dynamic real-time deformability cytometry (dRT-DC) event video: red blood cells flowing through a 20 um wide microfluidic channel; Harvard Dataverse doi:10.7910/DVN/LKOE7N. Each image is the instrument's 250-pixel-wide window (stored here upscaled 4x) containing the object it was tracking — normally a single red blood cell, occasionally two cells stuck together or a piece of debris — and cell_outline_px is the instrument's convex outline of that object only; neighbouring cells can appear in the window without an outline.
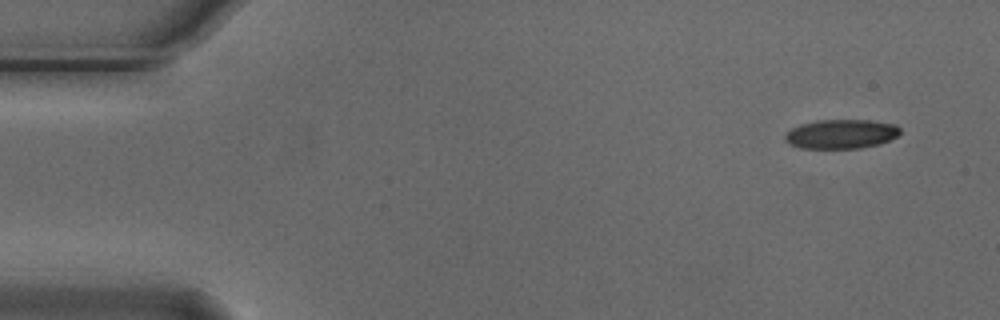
{"species": "Egyptian fruit bat (a non-hibernating species)", "species_latin": "Rousettus aegyptiacus", "temperature_condition": "cold", "stored_images_in_passage": 5, "camera_frame_rate_fps": 3000, "um_per_image_px": 0.085, "animal": {"sex": "male"}, "frame": {"image": 1, "passage_image": 1, "time_ms": 0.0, "image_size_px": [1000, 320], "cell_outline_px": [[900, 132], [896, 136], [880, 144], [860, 148], [800, 148], [788, 144], [784, 140], [784, 136], [792, 128], [800, 124], [820, 120], [868, 120], [896, 124], [900, 128]], "centroid_in_image_um": [71.48, 11.39], "position_along_channel_um": 13.5, "area_um2": 19.59}}
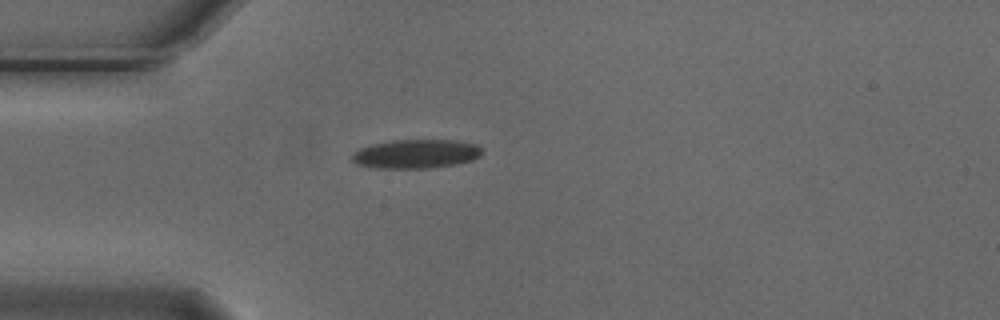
{"frame": {"image": 2, "passage_image": 4, "time_ms": 1.0, "image_size_px": [1000, 320], "cell_outline_px": [[480, 156], [472, 160], [456, 164], [432, 168], [376, 168], [356, 164], [352, 160], [352, 156], [360, 148], [372, 144], [392, 140], [456, 140], [476, 144], [480, 148]], "centroid_in_image_um": [35.36, 13.08], "position_along_channel_um": 49.6, "area_um2": 21.85}}